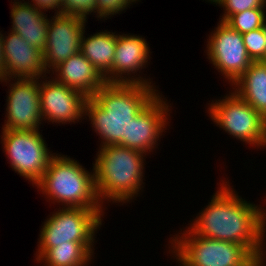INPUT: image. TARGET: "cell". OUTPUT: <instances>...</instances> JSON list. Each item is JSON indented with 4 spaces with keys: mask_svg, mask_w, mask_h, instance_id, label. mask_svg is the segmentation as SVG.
<instances>
[{
    "mask_svg": "<svg viewBox=\"0 0 266 266\" xmlns=\"http://www.w3.org/2000/svg\"><path fill=\"white\" fill-rule=\"evenodd\" d=\"M220 179L208 205L188 227L196 235L234 242L245 246L256 258H266V208L238 195L229 178Z\"/></svg>",
    "mask_w": 266,
    "mask_h": 266,
    "instance_id": "6da1fadb",
    "label": "cell"
},
{
    "mask_svg": "<svg viewBox=\"0 0 266 266\" xmlns=\"http://www.w3.org/2000/svg\"><path fill=\"white\" fill-rule=\"evenodd\" d=\"M211 4L223 7L219 21H225L230 15L253 8H266V0H212Z\"/></svg>",
    "mask_w": 266,
    "mask_h": 266,
    "instance_id": "603a6c76",
    "label": "cell"
},
{
    "mask_svg": "<svg viewBox=\"0 0 266 266\" xmlns=\"http://www.w3.org/2000/svg\"><path fill=\"white\" fill-rule=\"evenodd\" d=\"M222 96L206 106L213 124L250 148L265 149L266 119L233 90Z\"/></svg>",
    "mask_w": 266,
    "mask_h": 266,
    "instance_id": "52a82bcc",
    "label": "cell"
},
{
    "mask_svg": "<svg viewBox=\"0 0 266 266\" xmlns=\"http://www.w3.org/2000/svg\"><path fill=\"white\" fill-rule=\"evenodd\" d=\"M2 34L3 32L0 31V80L4 79V56H3Z\"/></svg>",
    "mask_w": 266,
    "mask_h": 266,
    "instance_id": "4316f807",
    "label": "cell"
},
{
    "mask_svg": "<svg viewBox=\"0 0 266 266\" xmlns=\"http://www.w3.org/2000/svg\"><path fill=\"white\" fill-rule=\"evenodd\" d=\"M185 228L171 235L167 247L178 266H248L256 258L245 246L204 238Z\"/></svg>",
    "mask_w": 266,
    "mask_h": 266,
    "instance_id": "5b68a950",
    "label": "cell"
},
{
    "mask_svg": "<svg viewBox=\"0 0 266 266\" xmlns=\"http://www.w3.org/2000/svg\"><path fill=\"white\" fill-rule=\"evenodd\" d=\"M247 53L253 62L266 61V41L263 27L242 34Z\"/></svg>",
    "mask_w": 266,
    "mask_h": 266,
    "instance_id": "7402d4cb",
    "label": "cell"
},
{
    "mask_svg": "<svg viewBox=\"0 0 266 266\" xmlns=\"http://www.w3.org/2000/svg\"><path fill=\"white\" fill-rule=\"evenodd\" d=\"M141 0H96L97 20L111 19L114 15L126 12L131 4H135Z\"/></svg>",
    "mask_w": 266,
    "mask_h": 266,
    "instance_id": "cb8c5ba5",
    "label": "cell"
},
{
    "mask_svg": "<svg viewBox=\"0 0 266 266\" xmlns=\"http://www.w3.org/2000/svg\"><path fill=\"white\" fill-rule=\"evenodd\" d=\"M43 130H2L0 143L12 170L34 187L56 153L43 138Z\"/></svg>",
    "mask_w": 266,
    "mask_h": 266,
    "instance_id": "ba28073f",
    "label": "cell"
},
{
    "mask_svg": "<svg viewBox=\"0 0 266 266\" xmlns=\"http://www.w3.org/2000/svg\"><path fill=\"white\" fill-rule=\"evenodd\" d=\"M90 14L97 17L96 0H62V15H74L88 20L87 16Z\"/></svg>",
    "mask_w": 266,
    "mask_h": 266,
    "instance_id": "d4e9b609",
    "label": "cell"
},
{
    "mask_svg": "<svg viewBox=\"0 0 266 266\" xmlns=\"http://www.w3.org/2000/svg\"><path fill=\"white\" fill-rule=\"evenodd\" d=\"M169 103L161 92L135 116L129 123L128 148L139 150L147 156L158 148V141L161 142L170 126L172 104Z\"/></svg>",
    "mask_w": 266,
    "mask_h": 266,
    "instance_id": "4fadbf2b",
    "label": "cell"
},
{
    "mask_svg": "<svg viewBox=\"0 0 266 266\" xmlns=\"http://www.w3.org/2000/svg\"><path fill=\"white\" fill-rule=\"evenodd\" d=\"M48 20L44 65L50 73L61 62L80 52L86 19L74 15H52Z\"/></svg>",
    "mask_w": 266,
    "mask_h": 266,
    "instance_id": "5bb4252c",
    "label": "cell"
},
{
    "mask_svg": "<svg viewBox=\"0 0 266 266\" xmlns=\"http://www.w3.org/2000/svg\"><path fill=\"white\" fill-rule=\"evenodd\" d=\"M266 8L248 9L230 15L224 22L241 34L248 33L264 26Z\"/></svg>",
    "mask_w": 266,
    "mask_h": 266,
    "instance_id": "44dd1931",
    "label": "cell"
},
{
    "mask_svg": "<svg viewBox=\"0 0 266 266\" xmlns=\"http://www.w3.org/2000/svg\"><path fill=\"white\" fill-rule=\"evenodd\" d=\"M50 74H55L53 77L58 82L81 92L87 98H92L107 83L105 77L81 52L61 62Z\"/></svg>",
    "mask_w": 266,
    "mask_h": 266,
    "instance_id": "2e32d148",
    "label": "cell"
},
{
    "mask_svg": "<svg viewBox=\"0 0 266 266\" xmlns=\"http://www.w3.org/2000/svg\"><path fill=\"white\" fill-rule=\"evenodd\" d=\"M263 31L265 33V41H266V19H265V22H264Z\"/></svg>",
    "mask_w": 266,
    "mask_h": 266,
    "instance_id": "f1b7e54d",
    "label": "cell"
},
{
    "mask_svg": "<svg viewBox=\"0 0 266 266\" xmlns=\"http://www.w3.org/2000/svg\"><path fill=\"white\" fill-rule=\"evenodd\" d=\"M231 88L266 119V61L252 62Z\"/></svg>",
    "mask_w": 266,
    "mask_h": 266,
    "instance_id": "ac0fdd59",
    "label": "cell"
},
{
    "mask_svg": "<svg viewBox=\"0 0 266 266\" xmlns=\"http://www.w3.org/2000/svg\"><path fill=\"white\" fill-rule=\"evenodd\" d=\"M104 210L81 207L55 209L41 226L34 260L37 261L48 249L59 244L96 243V234L105 216Z\"/></svg>",
    "mask_w": 266,
    "mask_h": 266,
    "instance_id": "8992f818",
    "label": "cell"
},
{
    "mask_svg": "<svg viewBox=\"0 0 266 266\" xmlns=\"http://www.w3.org/2000/svg\"><path fill=\"white\" fill-rule=\"evenodd\" d=\"M159 93L157 88L143 84L106 83L88 98L84 118L99 136V148L109 145L128 147L129 123Z\"/></svg>",
    "mask_w": 266,
    "mask_h": 266,
    "instance_id": "7a4b0ae2",
    "label": "cell"
},
{
    "mask_svg": "<svg viewBox=\"0 0 266 266\" xmlns=\"http://www.w3.org/2000/svg\"><path fill=\"white\" fill-rule=\"evenodd\" d=\"M11 0V31L20 35L29 45L43 51L48 33V15L25 0ZM13 3V4H12Z\"/></svg>",
    "mask_w": 266,
    "mask_h": 266,
    "instance_id": "e0dca14e",
    "label": "cell"
},
{
    "mask_svg": "<svg viewBox=\"0 0 266 266\" xmlns=\"http://www.w3.org/2000/svg\"><path fill=\"white\" fill-rule=\"evenodd\" d=\"M117 35L118 32L112 30H102L87 36L85 30L83 32L80 52L103 76L113 68Z\"/></svg>",
    "mask_w": 266,
    "mask_h": 266,
    "instance_id": "d6986e66",
    "label": "cell"
},
{
    "mask_svg": "<svg viewBox=\"0 0 266 266\" xmlns=\"http://www.w3.org/2000/svg\"><path fill=\"white\" fill-rule=\"evenodd\" d=\"M4 79H40L50 75L44 57L36 46L29 45L17 33L9 30L2 34Z\"/></svg>",
    "mask_w": 266,
    "mask_h": 266,
    "instance_id": "9a60e30c",
    "label": "cell"
},
{
    "mask_svg": "<svg viewBox=\"0 0 266 266\" xmlns=\"http://www.w3.org/2000/svg\"><path fill=\"white\" fill-rule=\"evenodd\" d=\"M210 32L206 44V58L228 84L234 82L253 62L246 50L242 34L232 29L224 21Z\"/></svg>",
    "mask_w": 266,
    "mask_h": 266,
    "instance_id": "9c48e42d",
    "label": "cell"
},
{
    "mask_svg": "<svg viewBox=\"0 0 266 266\" xmlns=\"http://www.w3.org/2000/svg\"><path fill=\"white\" fill-rule=\"evenodd\" d=\"M39 87L43 123L67 125L85 119V104L88 98L81 92L58 82L52 75L41 77Z\"/></svg>",
    "mask_w": 266,
    "mask_h": 266,
    "instance_id": "7c38bea8",
    "label": "cell"
},
{
    "mask_svg": "<svg viewBox=\"0 0 266 266\" xmlns=\"http://www.w3.org/2000/svg\"><path fill=\"white\" fill-rule=\"evenodd\" d=\"M94 244L77 242L59 244L48 249L36 263H41L42 266H88L95 258Z\"/></svg>",
    "mask_w": 266,
    "mask_h": 266,
    "instance_id": "ffe728a7",
    "label": "cell"
},
{
    "mask_svg": "<svg viewBox=\"0 0 266 266\" xmlns=\"http://www.w3.org/2000/svg\"><path fill=\"white\" fill-rule=\"evenodd\" d=\"M26 2L42 12L54 10V15L62 14V0H26Z\"/></svg>",
    "mask_w": 266,
    "mask_h": 266,
    "instance_id": "484cf974",
    "label": "cell"
},
{
    "mask_svg": "<svg viewBox=\"0 0 266 266\" xmlns=\"http://www.w3.org/2000/svg\"><path fill=\"white\" fill-rule=\"evenodd\" d=\"M248 266H266V258H255Z\"/></svg>",
    "mask_w": 266,
    "mask_h": 266,
    "instance_id": "83f0119b",
    "label": "cell"
},
{
    "mask_svg": "<svg viewBox=\"0 0 266 266\" xmlns=\"http://www.w3.org/2000/svg\"><path fill=\"white\" fill-rule=\"evenodd\" d=\"M146 156L122 145L98 148L92 164L96 192L103 206L134 203L144 188Z\"/></svg>",
    "mask_w": 266,
    "mask_h": 266,
    "instance_id": "3957f363",
    "label": "cell"
},
{
    "mask_svg": "<svg viewBox=\"0 0 266 266\" xmlns=\"http://www.w3.org/2000/svg\"><path fill=\"white\" fill-rule=\"evenodd\" d=\"M151 53L149 42L145 37L131 33H119L117 35L113 68L104 76L106 82L143 84L158 89L159 87L155 85L156 83H153L154 81L150 77L142 76V70L148 67V63H150L148 61L152 58L150 57Z\"/></svg>",
    "mask_w": 266,
    "mask_h": 266,
    "instance_id": "8fae6325",
    "label": "cell"
},
{
    "mask_svg": "<svg viewBox=\"0 0 266 266\" xmlns=\"http://www.w3.org/2000/svg\"><path fill=\"white\" fill-rule=\"evenodd\" d=\"M78 160L56 153L41 180L35 185L47 202L62 207L106 209L100 202L94 178V167L87 170Z\"/></svg>",
    "mask_w": 266,
    "mask_h": 266,
    "instance_id": "277c9868",
    "label": "cell"
},
{
    "mask_svg": "<svg viewBox=\"0 0 266 266\" xmlns=\"http://www.w3.org/2000/svg\"><path fill=\"white\" fill-rule=\"evenodd\" d=\"M0 83L6 84L5 86L8 84L6 118L1 129L40 130L43 117L40 109L39 79L6 78L0 80Z\"/></svg>",
    "mask_w": 266,
    "mask_h": 266,
    "instance_id": "30bf717a",
    "label": "cell"
}]
</instances>
